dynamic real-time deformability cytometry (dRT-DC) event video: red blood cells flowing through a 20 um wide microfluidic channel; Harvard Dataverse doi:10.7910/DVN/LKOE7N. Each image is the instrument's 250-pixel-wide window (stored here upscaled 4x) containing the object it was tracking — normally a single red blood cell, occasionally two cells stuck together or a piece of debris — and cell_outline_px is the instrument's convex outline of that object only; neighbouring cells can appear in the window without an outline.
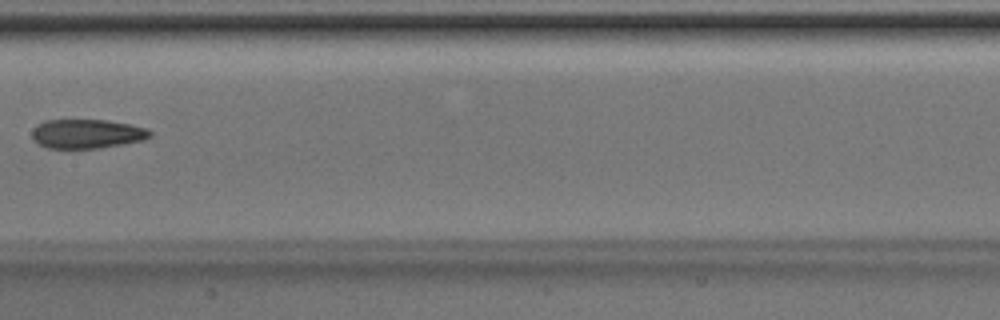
{"species": "Egyptian fruit bat (a non-hibernating species)", "species_latin": "Rousettus aegyptiacus", "temperature_condition": "room temperature", "stored_images_in_passage": 5, "camera_frame_rate_fps": 3000, "um_per_image_px": 0.085, "animal": {"sex": "male"}, "frame": {"image": 1, "passage_image": 5, "time_ms": 1.333, "image_size_px": [1000, 320], "cell_outline_px": [[152, 136], [144, 140], [124, 144], [96, 148], [44, 148], [32, 140], [32, 128], [36, 124], [44, 120], [108, 120], [148, 128], [152, 132]], "centroid_in_image_um": [7.36, 11.37], "position_along_channel_um": 200.0, "area_um2": 20.35}}